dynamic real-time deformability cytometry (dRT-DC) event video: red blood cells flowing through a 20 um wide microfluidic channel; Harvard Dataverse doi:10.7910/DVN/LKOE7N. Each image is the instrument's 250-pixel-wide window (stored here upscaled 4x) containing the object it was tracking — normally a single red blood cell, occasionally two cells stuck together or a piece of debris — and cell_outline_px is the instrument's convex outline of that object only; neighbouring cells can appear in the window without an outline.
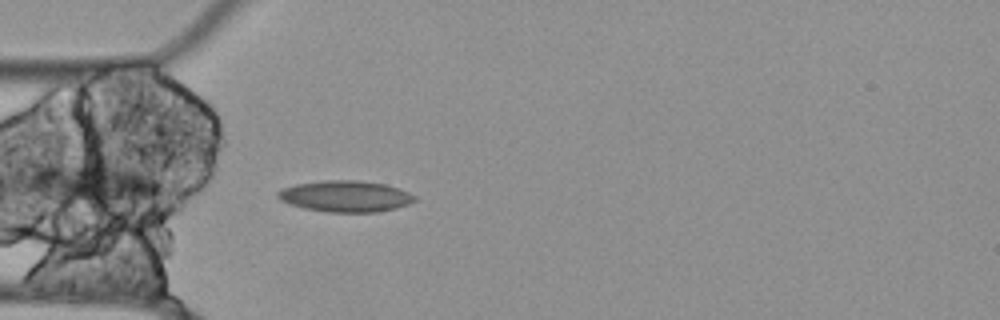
{"species": "Egyptian fruit bat (a non-hibernating species)", "species_latin": "Rousettus aegyptiacus", "temperature_condition": "cold", "stored_images_in_passage": 4, "camera_frame_rate_fps": 3000, "um_per_image_px": 0.085, "animal": {"sex": "female"}, "frame": {"image": 1, "passage_image": 1, "time_ms": 0.0, "image_size_px": [1000, 320], "cell_outline_px": [[416, 200], [408, 204], [396, 208], [376, 212], [328, 212], [304, 208], [280, 200], [276, 196], [276, 192], [284, 188], [296, 184], [324, 180], [360, 180], [384, 184], [408, 192], [416, 196]], "centroid_in_image_um": [29.36, 16.68], "position_along_channel_um": 55.6, "area_um2": 24.8}}